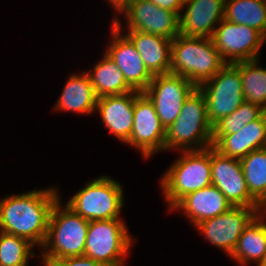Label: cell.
Masks as SVG:
<instances>
[{
    "label": "cell",
    "mask_w": 266,
    "mask_h": 266,
    "mask_svg": "<svg viewBox=\"0 0 266 266\" xmlns=\"http://www.w3.org/2000/svg\"><path fill=\"white\" fill-rule=\"evenodd\" d=\"M60 198L56 188L32 190L0 200V231L44 244L52 208Z\"/></svg>",
    "instance_id": "cell-1"
},
{
    "label": "cell",
    "mask_w": 266,
    "mask_h": 266,
    "mask_svg": "<svg viewBox=\"0 0 266 266\" xmlns=\"http://www.w3.org/2000/svg\"><path fill=\"white\" fill-rule=\"evenodd\" d=\"M226 64L212 38L178 34L171 42L170 73L187 78L196 87L213 78Z\"/></svg>",
    "instance_id": "cell-2"
},
{
    "label": "cell",
    "mask_w": 266,
    "mask_h": 266,
    "mask_svg": "<svg viewBox=\"0 0 266 266\" xmlns=\"http://www.w3.org/2000/svg\"><path fill=\"white\" fill-rule=\"evenodd\" d=\"M60 202L59 198L52 208L47 236L41 247L45 266L63 258L84 256L89 221L67 205L61 209Z\"/></svg>",
    "instance_id": "cell-3"
},
{
    "label": "cell",
    "mask_w": 266,
    "mask_h": 266,
    "mask_svg": "<svg viewBox=\"0 0 266 266\" xmlns=\"http://www.w3.org/2000/svg\"><path fill=\"white\" fill-rule=\"evenodd\" d=\"M212 135L206 100L196 87L184 101L178 118L166 129L165 150H204L213 146Z\"/></svg>",
    "instance_id": "cell-4"
},
{
    "label": "cell",
    "mask_w": 266,
    "mask_h": 266,
    "mask_svg": "<svg viewBox=\"0 0 266 266\" xmlns=\"http://www.w3.org/2000/svg\"><path fill=\"white\" fill-rule=\"evenodd\" d=\"M180 152L182 155L160 179L170 208L185 195L212 185L211 147Z\"/></svg>",
    "instance_id": "cell-5"
},
{
    "label": "cell",
    "mask_w": 266,
    "mask_h": 266,
    "mask_svg": "<svg viewBox=\"0 0 266 266\" xmlns=\"http://www.w3.org/2000/svg\"><path fill=\"white\" fill-rule=\"evenodd\" d=\"M123 198L121 184L110 177L101 176L87 182L66 205L88 221L121 219Z\"/></svg>",
    "instance_id": "cell-6"
},
{
    "label": "cell",
    "mask_w": 266,
    "mask_h": 266,
    "mask_svg": "<svg viewBox=\"0 0 266 266\" xmlns=\"http://www.w3.org/2000/svg\"><path fill=\"white\" fill-rule=\"evenodd\" d=\"M122 219L89 221L84 256L105 266H124L133 238Z\"/></svg>",
    "instance_id": "cell-7"
},
{
    "label": "cell",
    "mask_w": 266,
    "mask_h": 266,
    "mask_svg": "<svg viewBox=\"0 0 266 266\" xmlns=\"http://www.w3.org/2000/svg\"><path fill=\"white\" fill-rule=\"evenodd\" d=\"M198 88L206 100L207 118L214 126L245 102L240 62L227 63L213 78Z\"/></svg>",
    "instance_id": "cell-8"
},
{
    "label": "cell",
    "mask_w": 266,
    "mask_h": 266,
    "mask_svg": "<svg viewBox=\"0 0 266 266\" xmlns=\"http://www.w3.org/2000/svg\"><path fill=\"white\" fill-rule=\"evenodd\" d=\"M211 37L226 63L258 59L266 38L256 29L223 19ZM228 57V61L227 58Z\"/></svg>",
    "instance_id": "cell-9"
},
{
    "label": "cell",
    "mask_w": 266,
    "mask_h": 266,
    "mask_svg": "<svg viewBox=\"0 0 266 266\" xmlns=\"http://www.w3.org/2000/svg\"><path fill=\"white\" fill-rule=\"evenodd\" d=\"M196 88L187 78L167 73L156 75L143 91L153 102L165 129L178 118L184 101Z\"/></svg>",
    "instance_id": "cell-10"
},
{
    "label": "cell",
    "mask_w": 266,
    "mask_h": 266,
    "mask_svg": "<svg viewBox=\"0 0 266 266\" xmlns=\"http://www.w3.org/2000/svg\"><path fill=\"white\" fill-rule=\"evenodd\" d=\"M166 129L161 123L153 102L141 92L134 103V123L126 142L141 151L147 159L157 151L165 150Z\"/></svg>",
    "instance_id": "cell-11"
},
{
    "label": "cell",
    "mask_w": 266,
    "mask_h": 266,
    "mask_svg": "<svg viewBox=\"0 0 266 266\" xmlns=\"http://www.w3.org/2000/svg\"><path fill=\"white\" fill-rule=\"evenodd\" d=\"M257 209L258 207H232L225 213L201 221L196 228L211 244L230 256L240 235L258 214Z\"/></svg>",
    "instance_id": "cell-12"
},
{
    "label": "cell",
    "mask_w": 266,
    "mask_h": 266,
    "mask_svg": "<svg viewBox=\"0 0 266 266\" xmlns=\"http://www.w3.org/2000/svg\"><path fill=\"white\" fill-rule=\"evenodd\" d=\"M212 185L216 186L233 207H258L250 195L240 159L221 155L211 147Z\"/></svg>",
    "instance_id": "cell-13"
},
{
    "label": "cell",
    "mask_w": 266,
    "mask_h": 266,
    "mask_svg": "<svg viewBox=\"0 0 266 266\" xmlns=\"http://www.w3.org/2000/svg\"><path fill=\"white\" fill-rule=\"evenodd\" d=\"M121 22L112 20V42L105 51L123 73L126 82L136 91L143 92L153 79L132 42L121 34Z\"/></svg>",
    "instance_id": "cell-14"
},
{
    "label": "cell",
    "mask_w": 266,
    "mask_h": 266,
    "mask_svg": "<svg viewBox=\"0 0 266 266\" xmlns=\"http://www.w3.org/2000/svg\"><path fill=\"white\" fill-rule=\"evenodd\" d=\"M123 12L127 17L128 30H139L172 40L180 34L179 15L149 0H133Z\"/></svg>",
    "instance_id": "cell-15"
},
{
    "label": "cell",
    "mask_w": 266,
    "mask_h": 266,
    "mask_svg": "<svg viewBox=\"0 0 266 266\" xmlns=\"http://www.w3.org/2000/svg\"><path fill=\"white\" fill-rule=\"evenodd\" d=\"M225 0H184L183 10L179 15L180 34L188 37L211 38L215 24L224 19Z\"/></svg>",
    "instance_id": "cell-16"
},
{
    "label": "cell",
    "mask_w": 266,
    "mask_h": 266,
    "mask_svg": "<svg viewBox=\"0 0 266 266\" xmlns=\"http://www.w3.org/2000/svg\"><path fill=\"white\" fill-rule=\"evenodd\" d=\"M140 91L104 96L97 99L96 111L99 112L103 124L120 141L126 143L132 132L134 123V103Z\"/></svg>",
    "instance_id": "cell-17"
},
{
    "label": "cell",
    "mask_w": 266,
    "mask_h": 266,
    "mask_svg": "<svg viewBox=\"0 0 266 266\" xmlns=\"http://www.w3.org/2000/svg\"><path fill=\"white\" fill-rule=\"evenodd\" d=\"M213 148L221 155L242 159L253 150L266 147V111L238 133L213 134Z\"/></svg>",
    "instance_id": "cell-18"
},
{
    "label": "cell",
    "mask_w": 266,
    "mask_h": 266,
    "mask_svg": "<svg viewBox=\"0 0 266 266\" xmlns=\"http://www.w3.org/2000/svg\"><path fill=\"white\" fill-rule=\"evenodd\" d=\"M233 206L214 185L191 192L181 198L170 210L181 209L194 227L201 221L227 212Z\"/></svg>",
    "instance_id": "cell-19"
},
{
    "label": "cell",
    "mask_w": 266,
    "mask_h": 266,
    "mask_svg": "<svg viewBox=\"0 0 266 266\" xmlns=\"http://www.w3.org/2000/svg\"><path fill=\"white\" fill-rule=\"evenodd\" d=\"M125 36L135 46L153 76L170 73L172 39L139 30H128Z\"/></svg>",
    "instance_id": "cell-20"
},
{
    "label": "cell",
    "mask_w": 266,
    "mask_h": 266,
    "mask_svg": "<svg viewBox=\"0 0 266 266\" xmlns=\"http://www.w3.org/2000/svg\"><path fill=\"white\" fill-rule=\"evenodd\" d=\"M98 97L86 72L81 75L71 74L59 99L55 110L92 114L96 111Z\"/></svg>",
    "instance_id": "cell-21"
},
{
    "label": "cell",
    "mask_w": 266,
    "mask_h": 266,
    "mask_svg": "<svg viewBox=\"0 0 266 266\" xmlns=\"http://www.w3.org/2000/svg\"><path fill=\"white\" fill-rule=\"evenodd\" d=\"M230 258L241 265L266 260V222L258 214L240 235Z\"/></svg>",
    "instance_id": "cell-22"
},
{
    "label": "cell",
    "mask_w": 266,
    "mask_h": 266,
    "mask_svg": "<svg viewBox=\"0 0 266 266\" xmlns=\"http://www.w3.org/2000/svg\"><path fill=\"white\" fill-rule=\"evenodd\" d=\"M86 73L98 98L126 94L134 90L126 82L123 73L107 53L91 72Z\"/></svg>",
    "instance_id": "cell-23"
},
{
    "label": "cell",
    "mask_w": 266,
    "mask_h": 266,
    "mask_svg": "<svg viewBox=\"0 0 266 266\" xmlns=\"http://www.w3.org/2000/svg\"><path fill=\"white\" fill-rule=\"evenodd\" d=\"M224 19L254 28L266 38V5L264 0H225Z\"/></svg>",
    "instance_id": "cell-24"
},
{
    "label": "cell",
    "mask_w": 266,
    "mask_h": 266,
    "mask_svg": "<svg viewBox=\"0 0 266 266\" xmlns=\"http://www.w3.org/2000/svg\"><path fill=\"white\" fill-rule=\"evenodd\" d=\"M250 195L260 203L266 197V147L240 159Z\"/></svg>",
    "instance_id": "cell-25"
},
{
    "label": "cell",
    "mask_w": 266,
    "mask_h": 266,
    "mask_svg": "<svg viewBox=\"0 0 266 266\" xmlns=\"http://www.w3.org/2000/svg\"><path fill=\"white\" fill-rule=\"evenodd\" d=\"M258 60L240 61L243 96L246 102L266 110V69L259 66Z\"/></svg>",
    "instance_id": "cell-26"
},
{
    "label": "cell",
    "mask_w": 266,
    "mask_h": 266,
    "mask_svg": "<svg viewBox=\"0 0 266 266\" xmlns=\"http://www.w3.org/2000/svg\"><path fill=\"white\" fill-rule=\"evenodd\" d=\"M33 247L27 239L0 231V266H28Z\"/></svg>",
    "instance_id": "cell-27"
},
{
    "label": "cell",
    "mask_w": 266,
    "mask_h": 266,
    "mask_svg": "<svg viewBox=\"0 0 266 266\" xmlns=\"http://www.w3.org/2000/svg\"><path fill=\"white\" fill-rule=\"evenodd\" d=\"M266 110L260 105L244 102L230 115L213 126V134L238 133L246 124L258 119Z\"/></svg>",
    "instance_id": "cell-28"
},
{
    "label": "cell",
    "mask_w": 266,
    "mask_h": 266,
    "mask_svg": "<svg viewBox=\"0 0 266 266\" xmlns=\"http://www.w3.org/2000/svg\"><path fill=\"white\" fill-rule=\"evenodd\" d=\"M49 266H105L104 264L94 261L86 256L67 257L55 262Z\"/></svg>",
    "instance_id": "cell-29"
},
{
    "label": "cell",
    "mask_w": 266,
    "mask_h": 266,
    "mask_svg": "<svg viewBox=\"0 0 266 266\" xmlns=\"http://www.w3.org/2000/svg\"><path fill=\"white\" fill-rule=\"evenodd\" d=\"M158 7L176 12L180 15L184 5V0H149Z\"/></svg>",
    "instance_id": "cell-30"
},
{
    "label": "cell",
    "mask_w": 266,
    "mask_h": 266,
    "mask_svg": "<svg viewBox=\"0 0 266 266\" xmlns=\"http://www.w3.org/2000/svg\"><path fill=\"white\" fill-rule=\"evenodd\" d=\"M118 13L122 12L133 0H108Z\"/></svg>",
    "instance_id": "cell-31"
},
{
    "label": "cell",
    "mask_w": 266,
    "mask_h": 266,
    "mask_svg": "<svg viewBox=\"0 0 266 266\" xmlns=\"http://www.w3.org/2000/svg\"><path fill=\"white\" fill-rule=\"evenodd\" d=\"M257 266H266V260H264L263 262H259Z\"/></svg>",
    "instance_id": "cell-32"
}]
</instances>
